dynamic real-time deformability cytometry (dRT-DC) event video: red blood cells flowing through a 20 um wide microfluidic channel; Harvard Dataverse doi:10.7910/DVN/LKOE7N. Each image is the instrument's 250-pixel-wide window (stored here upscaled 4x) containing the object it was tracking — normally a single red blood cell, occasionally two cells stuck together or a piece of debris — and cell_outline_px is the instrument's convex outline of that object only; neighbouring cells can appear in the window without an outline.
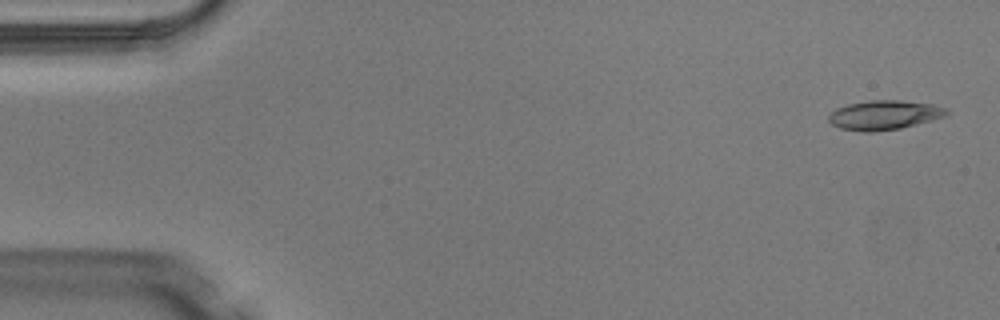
{"species": "Egyptian fruit bat (a non-hibernating species)", "species_latin": "Rousettus aegyptiacus", "temperature_condition": "warm", "stored_images_in_passage": 4, "camera_frame_rate_fps": 3000, "um_per_image_px": 0.085, "animal": {"sex": "male"}, "frame": {"image": 1, "passage_image": 1, "time_ms": 0.0, "image_size_px": [1000, 320], "cell_outline_px": [[948, 116], [900, 128], [872, 132], [860, 132], [840, 128], [832, 124], [828, 120], [828, 116], [836, 108], [848, 104], [872, 100], [900, 100], [932, 104], [948, 108]], "centroid_in_image_um": [75.17, 9.78], "position_along_channel_um": 9.8, "area_um2": 20.23}}